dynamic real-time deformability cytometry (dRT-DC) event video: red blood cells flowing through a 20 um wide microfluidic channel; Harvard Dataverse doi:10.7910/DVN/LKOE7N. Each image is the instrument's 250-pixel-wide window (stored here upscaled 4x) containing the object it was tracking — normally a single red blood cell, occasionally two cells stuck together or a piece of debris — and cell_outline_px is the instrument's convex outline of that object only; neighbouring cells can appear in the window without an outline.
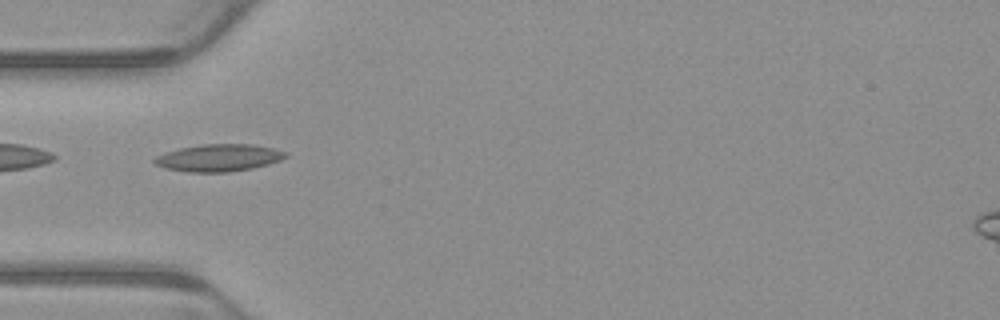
{"species": "common noctule bat (a hibernating species)", "species_latin": "Nyctalus noctula", "temperature_condition": "warm", "stored_images_in_passage": 7, "camera_frame_rate_fps": 3000, "um_per_image_px": 0.085, "animal": {"sex": "male", "body_mass_g": 23.1, "forearm_length_mm": 52.7}, "frame": {"image": 1, "passage_image": 5, "time_ms": 1.333, "image_size_px": [1000, 320], "cell_outline_px": [[288, 156], [280, 160], [268, 164], [252, 168], [228, 172], [188, 172], [164, 168], [156, 164], [152, 160], [156, 156], [180, 148], [200, 144], [252, 144], [272, 148], [288, 152]], "centroid_in_image_um": [18.61, 13.41], "position_along_channel_um": 66.4, "area_um2": 20.75}}
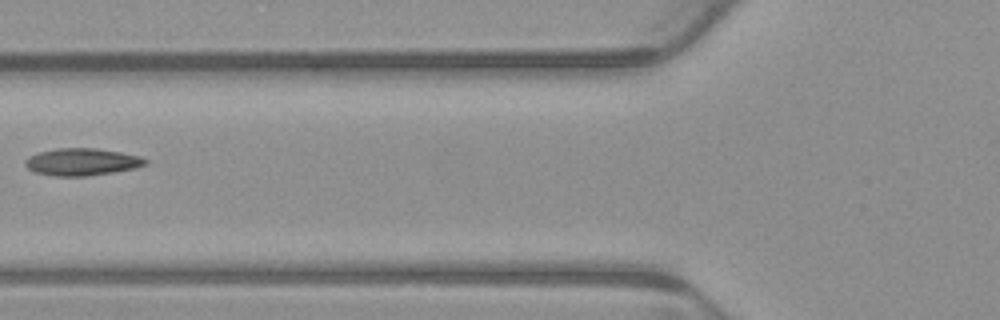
{"frame": {"image": 2, "passage_image": 6, "time_ms": 1.667, "image_size_px": [1000, 320], "cell_outline_px": [[148, 164], [136, 168], [88, 176], [52, 176], [32, 172], [24, 164], [24, 160], [28, 156], [40, 152], [56, 148], [96, 148], [120, 152], [140, 156], [148, 160]], "centroid_in_image_um": [6.94, 13.76], "position_along_channel_um": 118.9, "area_um2": 19.25}}
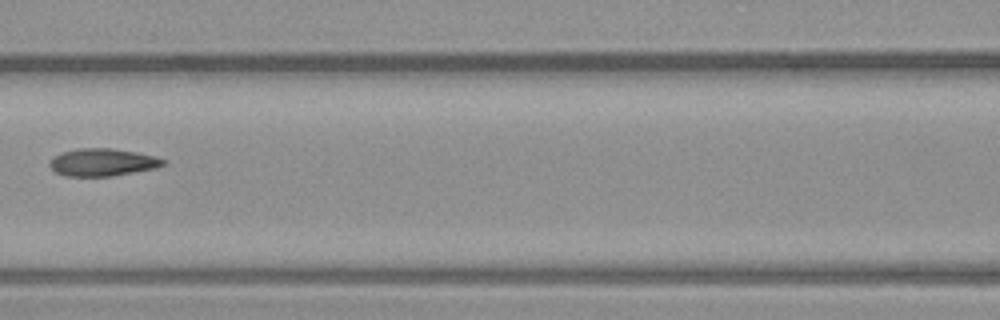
{"frame": {"image": 3, "passage_image": 7, "time_ms": 2.0, "image_size_px": [1000, 320], "cell_outline_px": [[168, 164], [156, 168], [136, 172], [112, 176], [64, 176], [56, 172], [48, 164], [48, 160], [52, 156], [60, 152], [80, 148], [112, 148], [136, 152], [156, 156], [168, 160]], "centroid_in_image_um": [8.74, 13.79], "position_along_channel_um": 157.9, "area_um2": 18.61}}